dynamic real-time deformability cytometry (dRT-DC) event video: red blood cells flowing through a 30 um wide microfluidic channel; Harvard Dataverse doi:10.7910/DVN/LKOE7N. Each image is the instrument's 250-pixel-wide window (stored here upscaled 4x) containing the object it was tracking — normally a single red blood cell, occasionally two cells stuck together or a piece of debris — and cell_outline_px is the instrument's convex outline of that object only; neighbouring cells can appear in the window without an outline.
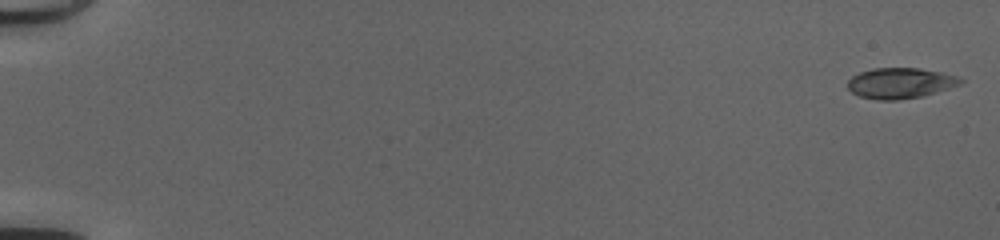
{"species": "common noctule bat (a hibernating species)", "species_latin": "Nyctalus noctula", "temperature_condition": "cold", "stored_images_in_passage": 51, "camera_frame_rate_fps": 3000, "um_per_image_px": 0.085, "animal": {"sex": "female", "body_mass_g": 20.0, "forearm_length_mm": 54.0}, "frame": {"image": 1, "passage_image": 1, "time_ms": 0.0, "image_size_px": [1000, 240], "cell_outline_px": [[964, 80], [960, 84], [924, 96], [896, 100], [876, 100], [860, 96], [852, 92], [848, 88], [848, 80], [852, 76], [860, 72], [872, 68], [920, 68], [940, 72], [956, 76]], "centroid_in_image_um": [76.5, 7.06], "position_along_channel_um": 8.5, "area_um2": 20.06}}
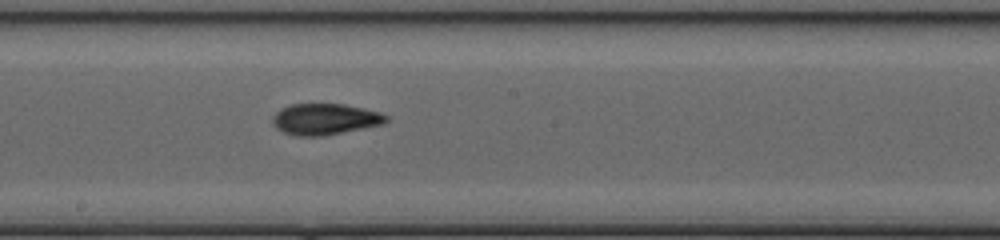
{"frame": {"image": 2, "passage_image": 30, "time_ms": 9.667, "image_size_px": [1000, 240], "cell_outline_px": [[388, 120], [384, 124], [324, 136], [296, 136], [284, 132], [276, 128], [272, 124], [272, 116], [280, 108], [292, 104], [344, 104], [364, 108], [380, 112], [388, 116]], "centroid_in_image_um": [27.62, 10.13], "position_along_channel_um": 220.6, "area_um2": 20.81}}
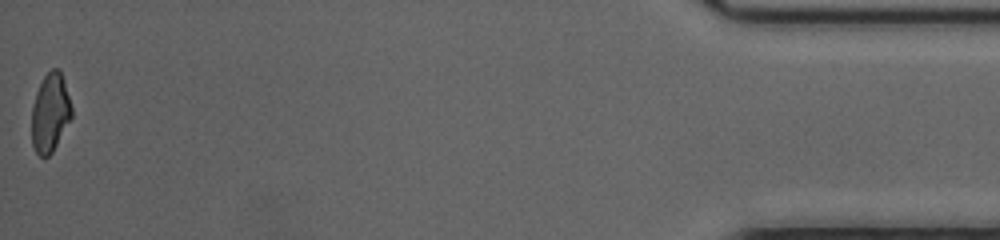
{"frame": {"image": 3, "passage_image": 51, "time_ms": 16.667, "image_size_px": [1000, 240], "cell_outline_px": [[72, 116], [52, 152], [48, 156], [40, 156], [36, 152], [32, 144], [32, 104], [36, 92], [44, 76], [52, 68], [60, 68], [72, 108]], "centroid_in_image_um": [4.26, 9.56], "position_along_channel_um": 430.9, "area_um2": 18.15}, "authors_computed_cell_mechanics": {"area_um2": 20.1722, "velocity_mm_per_s": 4.1888, "shape_relaxation_time_tau1_ms": 4.9968, "shape_relaxation_time_tau2_ms": 1.5977, "deformation_change_tau1": 0.2016, "deformation_change_tau2": 0.0823}}